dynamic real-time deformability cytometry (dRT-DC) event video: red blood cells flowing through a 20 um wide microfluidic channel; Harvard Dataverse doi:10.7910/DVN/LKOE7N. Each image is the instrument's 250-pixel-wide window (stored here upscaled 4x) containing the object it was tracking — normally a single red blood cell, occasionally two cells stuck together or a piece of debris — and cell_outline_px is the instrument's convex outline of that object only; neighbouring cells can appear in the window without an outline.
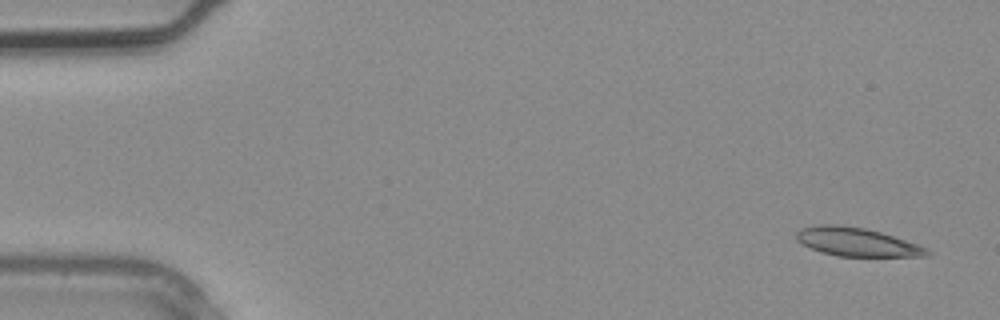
{"species": "common noctule bat (a hibernating species)", "species_latin": "Nyctalus noctula", "temperature_condition": "warm", "stored_images_in_passage": 3, "camera_frame_rate_fps": 3000, "um_per_image_px": 0.085, "animal": {"sex": "male", "body_mass_g": 20.4}, "frame": {"image": 1, "passage_image": 1, "time_ms": 0.0, "image_size_px": [1000, 320], "cell_outline_px": [[932, 252], [928, 256], [836, 256], [820, 252], [796, 240], [796, 232], [800, 228], [820, 224], [836, 224], [864, 228], [880, 232], [928, 248]], "centroid_in_image_um": [72.8, 20.57], "position_along_channel_um": 12.2, "area_um2": 21.56}}
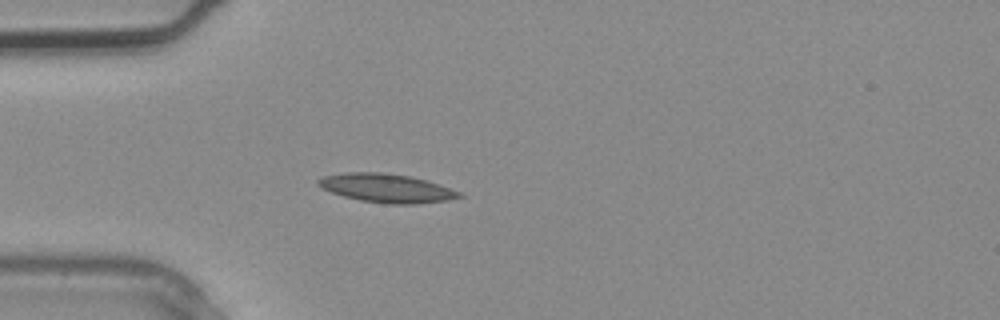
{"frame": {"image": 2, "passage_image": 3, "time_ms": 0.667, "image_size_px": [1000, 320], "cell_outline_px": [[464, 196], [448, 200], [416, 204], [384, 204], [360, 200], [344, 196], [332, 192], [316, 184], [316, 180], [324, 176], [344, 172], [384, 172], [412, 176], [460, 192]], "centroid_in_image_um": [32.83, 15.99], "position_along_channel_um": 52.2, "area_um2": 23.47}}